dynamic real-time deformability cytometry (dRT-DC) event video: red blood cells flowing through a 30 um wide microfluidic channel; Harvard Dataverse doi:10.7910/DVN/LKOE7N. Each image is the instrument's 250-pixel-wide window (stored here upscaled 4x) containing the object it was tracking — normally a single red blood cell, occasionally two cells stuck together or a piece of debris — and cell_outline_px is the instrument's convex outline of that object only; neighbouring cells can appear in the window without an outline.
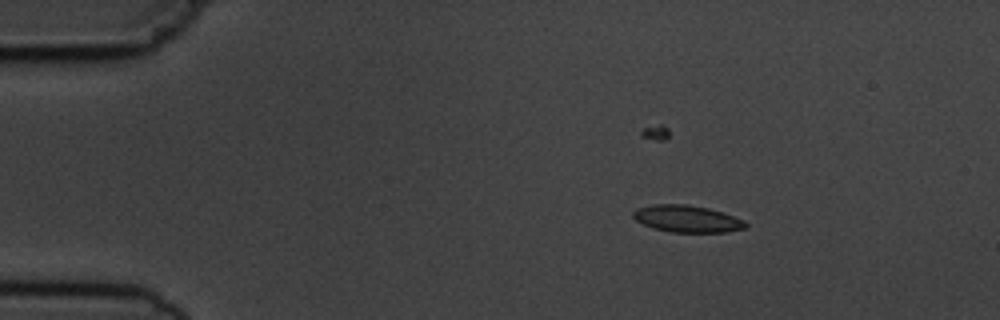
{"species": "common noctule bat (a hibernating species)", "species_latin": "Nyctalus noctula", "temperature_condition": "cold", "stored_images_in_passage": 4, "segment_of_instrument_passage": [1, 2], "camera_frame_rate_fps": 3000, "um_per_image_px": 0.085, "animal": {"sex": "male", "body_mass_g": 19.5, "forearm_length_mm": 54.6}, "frame": {"image": 1, "passage_image": 1, "time_ms": 0.0, "image_size_px": [1000, 320], "cell_outline_px": [[748, 228], [724, 232], [672, 232], [652, 228], [636, 220], [632, 216], [632, 212], [636, 208], [652, 204], [684, 204], [708, 208], [744, 220], [748, 224]], "centroid_in_image_um": [58.38, 18.6], "position_along_channel_um": 26.6, "area_um2": 17.63}}